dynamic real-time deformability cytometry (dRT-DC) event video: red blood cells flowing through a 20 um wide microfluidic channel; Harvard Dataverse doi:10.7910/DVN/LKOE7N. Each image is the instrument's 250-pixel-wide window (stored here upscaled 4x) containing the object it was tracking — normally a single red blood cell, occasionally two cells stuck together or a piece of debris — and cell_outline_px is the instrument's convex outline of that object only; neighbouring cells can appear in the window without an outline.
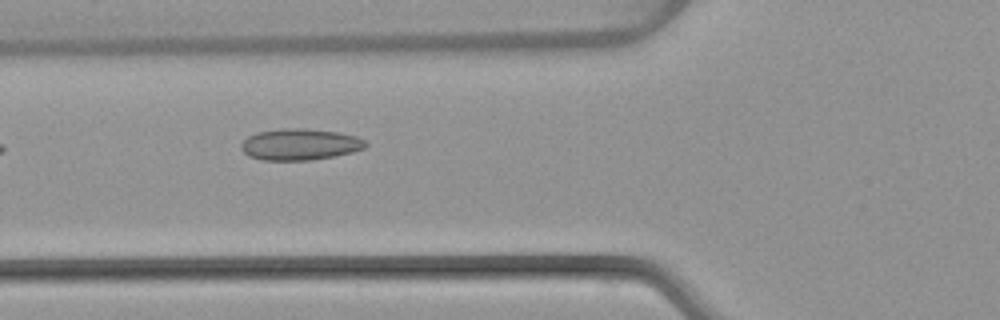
{"species": "common noctule bat (a hibernating species)", "species_latin": "Nyctalus noctula", "temperature_condition": "warm", "stored_images_in_passage": 6, "camera_frame_rate_fps": 3000, "um_per_image_px": 0.085, "animal": {"sex": "female", "body_mass_g": 22.7, "forearm_length_mm": 54.2}, "frame": {"image": 1, "passage_image": 5, "time_ms": 5.667, "image_size_px": [1000, 320], "cell_outline_px": [[368, 144], [364, 148], [352, 152], [312, 160], [260, 160], [248, 156], [240, 148], [240, 144], [248, 136], [256, 132], [280, 128], [300, 128], [340, 132], [356, 136], [364, 140]], "centroid_in_image_um": [25.46, 12.27], "position_along_channel_um": 100.3, "area_um2": 22.89}}
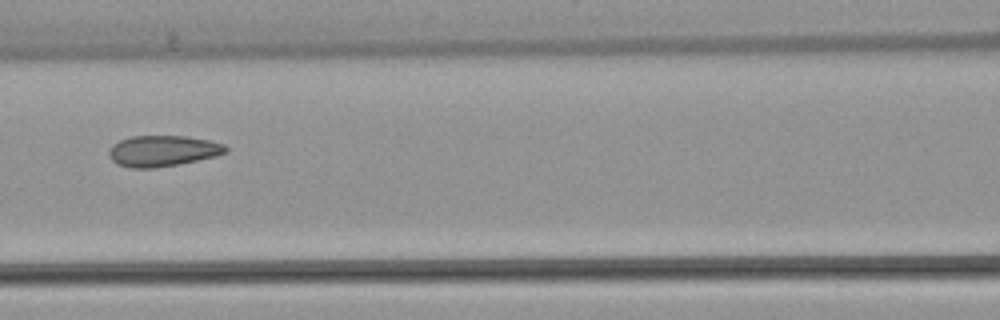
{"frame": {"image": 2, "passage_image": 6, "time_ms": 7.0, "image_size_px": [1000, 320], "cell_outline_px": [[228, 152], [216, 156], [176, 164], [152, 168], [132, 168], [116, 164], [108, 156], [108, 152], [112, 144], [120, 140], [132, 136], [188, 136], [208, 140], [224, 144], [228, 148]], "centroid_in_image_um": [13.81, 12.82], "position_along_channel_um": 152.8, "area_um2": 21.04}}